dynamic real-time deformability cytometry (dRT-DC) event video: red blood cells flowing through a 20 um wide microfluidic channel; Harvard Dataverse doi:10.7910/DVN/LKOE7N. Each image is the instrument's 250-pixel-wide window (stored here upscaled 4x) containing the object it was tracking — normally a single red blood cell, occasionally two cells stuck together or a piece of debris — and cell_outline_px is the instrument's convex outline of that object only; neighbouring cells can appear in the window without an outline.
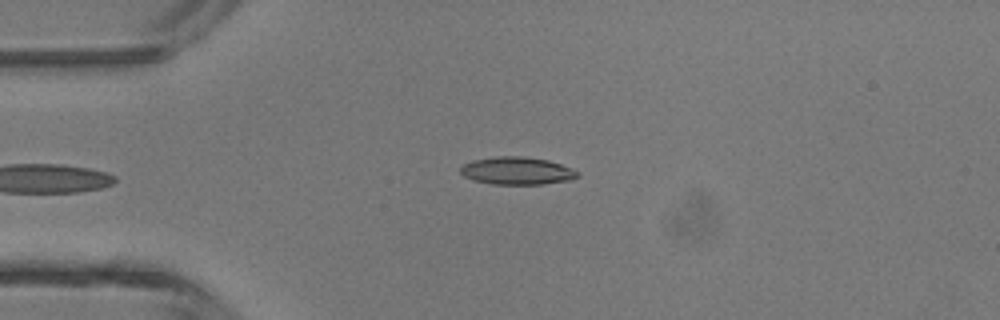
{"species": "common noctule bat (a hibernating species)", "species_latin": "Nyctalus noctula", "temperature_condition": "room temperature", "stored_images_in_passage": 3, "camera_frame_rate_fps": 3000, "um_per_image_px": 0.085, "animal": {"sex": "male", "body_mass_g": 13.3}, "frame": {"image": 1, "passage_image": 1, "time_ms": 0.0, "image_size_px": [1000, 320], "cell_outline_px": [[580, 176], [572, 180], [544, 184], [492, 184], [476, 180], [464, 176], [460, 172], [460, 168], [464, 164], [472, 160], [496, 156], [524, 156], [548, 160], [572, 168], [580, 172]], "centroid_in_image_um": [43.99, 14.51], "position_along_channel_um": 41.0, "area_um2": 18.96}}
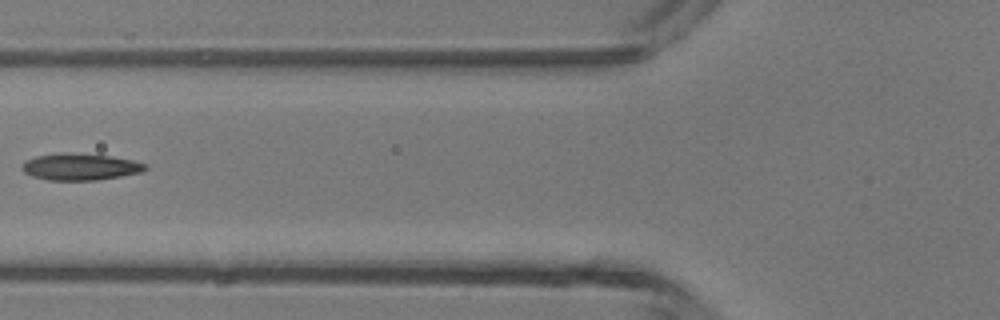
{"frame": {"image": 2, "passage_image": 3, "time_ms": 0.667, "image_size_px": [1000, 320], "cell_outline_px": [[148, 168], [140, 172], [120, 176], [96, 180], [48, 180], [32, 176], [24, 172], [20, 168], [28, 160], [36, 156], [60, 152], [72, 152], [112, 156], [132, 160], [148, 164]], "centroid_in_image_um": [6.83, 14.16], "position_along_channel_um": 119.0, "area_um2": 19.25}}